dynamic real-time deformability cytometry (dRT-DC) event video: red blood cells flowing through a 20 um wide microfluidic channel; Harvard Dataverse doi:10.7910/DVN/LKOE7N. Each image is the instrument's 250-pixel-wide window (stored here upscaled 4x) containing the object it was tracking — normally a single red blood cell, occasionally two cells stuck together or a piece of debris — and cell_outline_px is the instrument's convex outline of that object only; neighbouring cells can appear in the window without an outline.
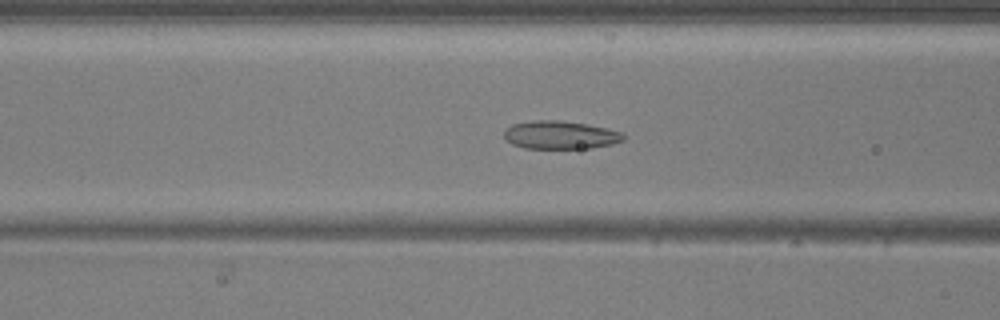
{"species": "common noctule bat (a hibernating species)", "species_latin": "Nyctalus noctula", "temperature_condition": "warm", "stored_images_in_passage": 33, "camera_frame_rate_fps": 3000, "um_per_image_px": 0.085, "animal": {"sex": "male", "body_mass_g": 20.5, "forearm_length_mm": 52.5}, "frame": {"image": 1, "passage_image": 4, "time_ms": 1.0, "image_size_px": [1000, 320], "cell_outline_px": [[624, 140], [612, 144], [592, 148], [524, 148], [512, 144], [504, 136], [504, 132], [512, 124], [536, 120], [556, 120], [588, 124], [608, 128], [620, 132], [624, 136]], "centroid_in_image_um": [47.64, 11.47], "position_along_channel_um": 119.0, "area_um2": 19.42}}
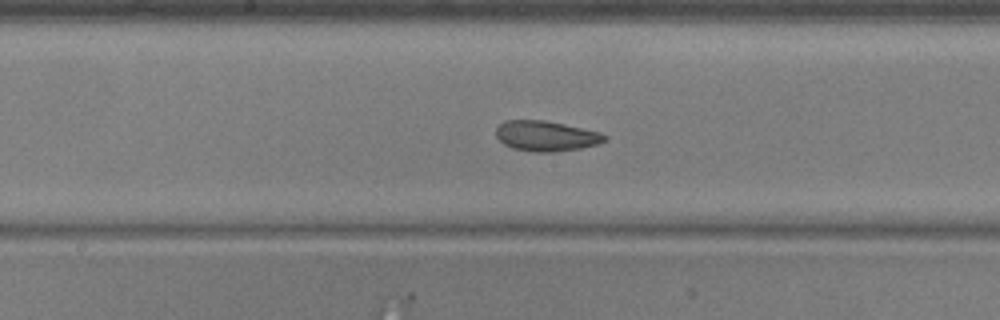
{"frame": {"image": 2, "passage_image": 10, "time_ms": 3.0, "image_size_px": [1000, 320], "cell_outline_px": [[608, 140], [596, 144], [580, 148], [556, 152], [536, 152], [512, 148], [504, 144], [496, 136], [496, 128], [504, 120], [544, 120], [564, 124], [600, 132], [608, 136]], "centroid_in_image_um": [46.42, 11.56], "position_along_channel_um": 201.8, "area_um2": 19.19}}
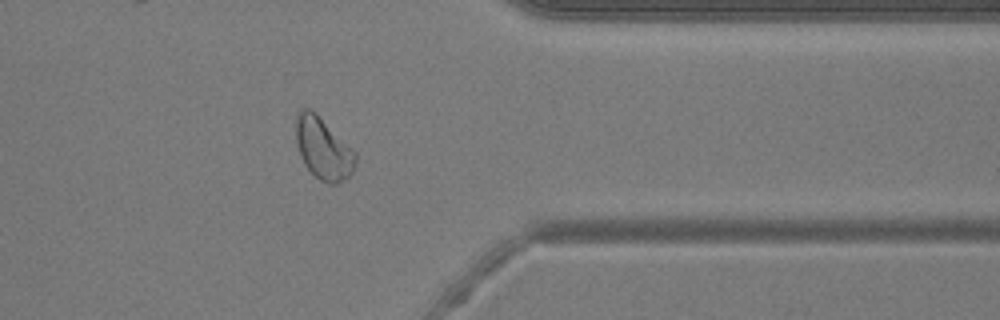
{"frame": {"image": 3, "passage_image": 24, "time_ms": 7.667, "image_size_px": [1000, 320], "cell_outline_px": [[356, 164], [352, 172], [348, 176], [336, 184], [328, 184], [320, 180], [304, 164], [300, 156], [296, 140], [296, 116], [300, 108], [308, 108], [316, 112], [356, 152]], "centroid_in_image_um": [27.47, 12.6], "position_along_channel_um": 383.9, "area_um2": 21.44}}